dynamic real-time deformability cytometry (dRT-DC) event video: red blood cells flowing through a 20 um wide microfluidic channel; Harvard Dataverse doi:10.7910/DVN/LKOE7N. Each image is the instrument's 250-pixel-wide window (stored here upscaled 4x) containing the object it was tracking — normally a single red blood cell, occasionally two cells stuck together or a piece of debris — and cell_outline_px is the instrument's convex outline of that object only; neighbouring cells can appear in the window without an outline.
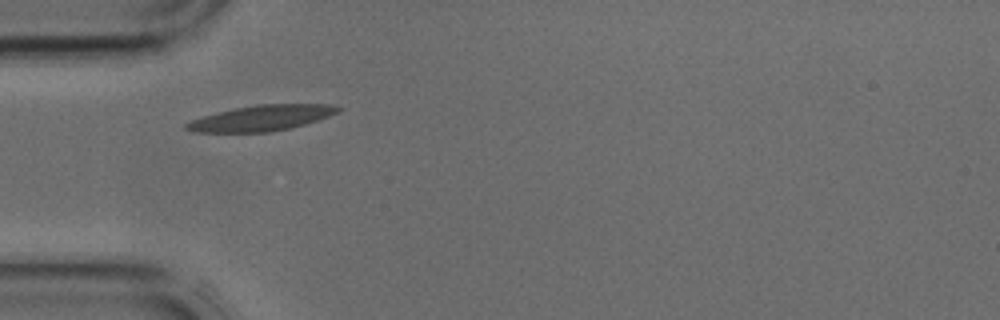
{"species": "common noctule bat (a hibernating species)", "species_latin": "Nyctalus noctula", "temperature_condition": "cold", "stored_images_in_passage": 26, "camera_frame_rate_fps": 3000, "um_per_image_px": 0.085, "animal": {"sex": "male", "body_mass_g": 17.9, "forearm_length_mm": 54.2}, "frame": {"image": 1, "passage_image": 1, "time_ms": 0.0, "image_size_px": [1000, 320], "cell_outline_px": [[340, 112], [304, 124], [288, 128], [268, 132], [192, 132], [184, 128], [184, 124], [192, 120], [204, 116], [236, 108], [256, 104], [332, 104], [340, 108]], "centroid_in_image_um": [22.22, 10.03], "position_along_channel_um": 62.8, "area_um2": 22.31}}